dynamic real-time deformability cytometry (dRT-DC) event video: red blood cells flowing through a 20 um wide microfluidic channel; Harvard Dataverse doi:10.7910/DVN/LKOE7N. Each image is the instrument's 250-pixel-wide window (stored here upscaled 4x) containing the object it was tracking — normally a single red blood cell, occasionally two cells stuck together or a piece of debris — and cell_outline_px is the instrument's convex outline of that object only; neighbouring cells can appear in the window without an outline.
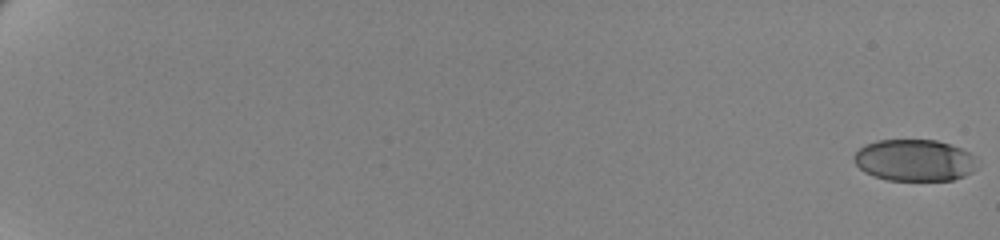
{"species": "human", "species_latin": "Homo sapiens", "temperature_condition": "cold", "stored_images_in_passage": 12, "camera_frame_rate_fps": 3000, "um_per_image_px": 0.085, "donor": {"sex": "female"}, "frame": {"image": 1, "passage_image": 1, "time_ms": 0.0, "image_size_px": [1000, 240], "cell_outline_px": [[980, 168], [964, 176], [952, 180], [888, 180], [872, 176], [864, 172], [852, 160], [852, 156], [864, 144], [876, 140], [936, 140], [960, 148], [976, 156], [980, 160]], "centroid_in_image_um": [77.76, 13.63], "position_along_channel_um": 7.2, "area_um2": 30.46}}